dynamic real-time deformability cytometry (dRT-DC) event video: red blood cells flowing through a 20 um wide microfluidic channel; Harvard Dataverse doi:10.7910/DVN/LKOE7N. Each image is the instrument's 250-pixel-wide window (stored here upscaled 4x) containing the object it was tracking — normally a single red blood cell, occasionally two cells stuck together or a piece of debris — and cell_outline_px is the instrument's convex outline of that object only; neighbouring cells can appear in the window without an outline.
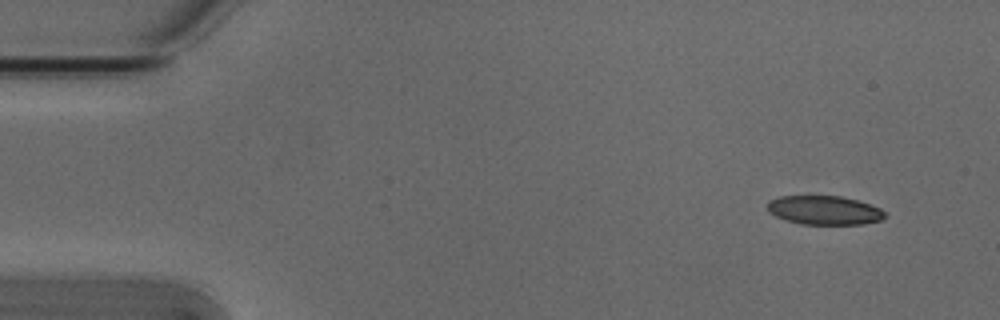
{"species": "Egyptian fruit bat (a non-hibernating species)", "species_latin": "Rousettus aegyptiacus", "temperature_condition": "cold", "stored_images_in_passage": 5, "camera_frame_rate_fps": 3000, "um_per_image_px": 0.085, "animal": {"sex": "male"}, "frame": {"image": 1, "passage_image": 1, "time_ms": 0.0, "image_size_px": [1000, 320], "cell_outline_px": [[888, 216], [880, 220], [864, 224], [800, 224], [784, 220], [768, 212], [768, 200], [780, 196], [840, 196], [856, 200], [880, 208]], "centroid_in_image_um": [70.05, 17.87], "position_along_channel_um": 15.0, "area_um2": 19.83}}
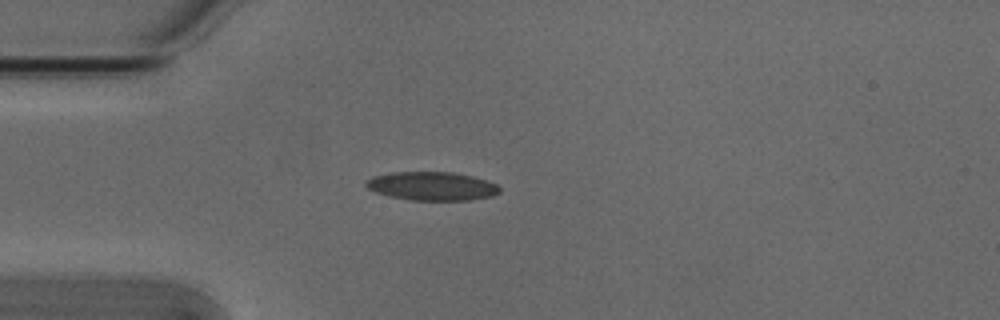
{"frame": {"image": 2, "passage_image": 4, "time_ms": 1.0, "image_size_px": [1000, 320], "cell_outline_px": [[500, 192], [492, 196], [472, 200], [412, 200], [388, 196], [376, 192], [368, 188], [364, 184], [364, 180], [372, 176], [392, 172], [452, 172], [472, 176], [496, 184], [500, 188]], "centroid_in_image_um": [36.68, 15.82], "position_along_channel_um": 48.3, "area_um2": 22.31}}